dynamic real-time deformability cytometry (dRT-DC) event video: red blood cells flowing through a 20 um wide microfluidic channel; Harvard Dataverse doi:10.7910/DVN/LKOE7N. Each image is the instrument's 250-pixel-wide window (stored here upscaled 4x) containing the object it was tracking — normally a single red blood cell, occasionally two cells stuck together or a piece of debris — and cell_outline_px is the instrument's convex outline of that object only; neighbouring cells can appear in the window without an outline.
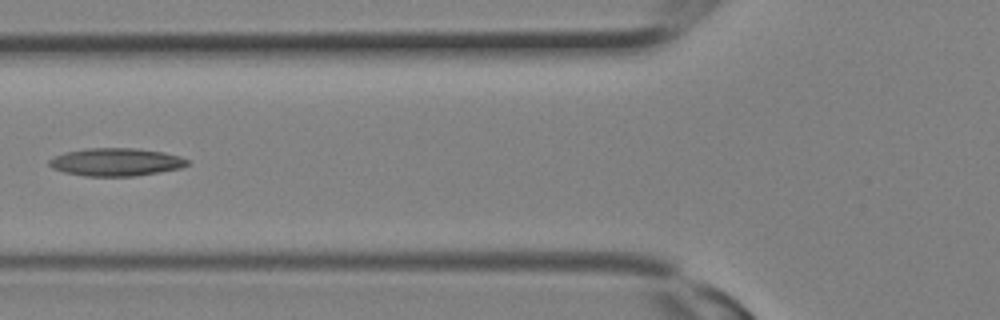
{"species": "Egyptian fruit bat (a non-hibernating species)", "species_latin": "Rousettus aegyptiacus", "temperature_condition": "room temperature", "stored_images_in_passage": 11, "camera_frame_rate_fps": 3000, "um_per_image_px": 0.085, "animal": {"sex": "female"}, "frame": {"image": 1, "passage_image": 10, "time_ms": 3.0, "image_size_px": [1000, 320], "cell_outline_px": [[188, 164], [180, 168], [160, 172], [136, 176], [84, 176], [64, 172], [52, 168], [48, 164], [48, 160], [64, 152], [84, 148], [136, 148], [164, 152], [180, 156], [188, 160]], "centroid_in_image_um": [9.84, 13.77], "position_along_channel_um": 116.0, "area_um2": 22.54}}